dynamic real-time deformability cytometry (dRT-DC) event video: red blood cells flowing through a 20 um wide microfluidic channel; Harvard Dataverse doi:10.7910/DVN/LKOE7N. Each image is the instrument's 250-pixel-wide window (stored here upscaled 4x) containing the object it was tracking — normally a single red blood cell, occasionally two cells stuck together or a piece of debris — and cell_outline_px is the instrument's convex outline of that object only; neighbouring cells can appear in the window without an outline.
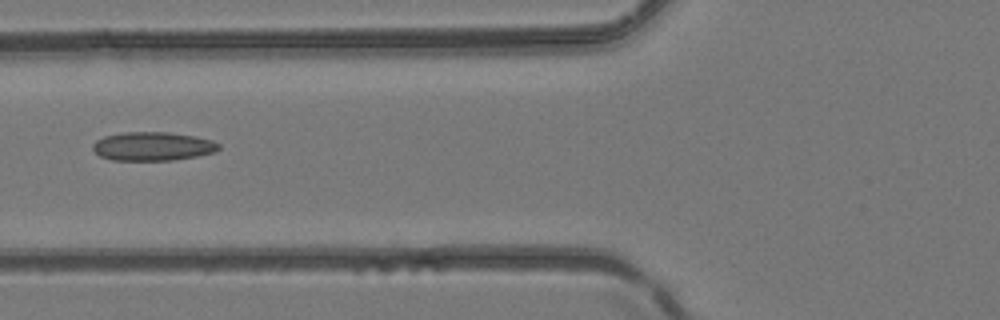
{"species": "common noctule bat (a hibernating species)", "species_latin": "Nyctalus noctula", "temperature_condition": "room temperature", "stored_images_in_passage": 6, "camera_frame_rate_fps": 3000, "um_per_image_px": 0.085, "animal": {"sex": "female", "body_mass_g": 24.6, "forearm_length_mm": 56.2}, "frame": {"image": 1, "passage_image": 6, "time_ms": 1.667, "image_size_px": [1000, 320], "cell_outline_px": [[220, 148], [216, 152], [196, 156], [172, 160], [112, 160], [100, 156], [92, 148], [92, 144], [96, 140], [104, 136], [124, 132], [168, 132], [196, 136], [212, 140], [220, 144]], "centroid_in_image_um": [12.99, 12.43], "position_along_channel_um": 112.8, "area_um2": 21.15}}